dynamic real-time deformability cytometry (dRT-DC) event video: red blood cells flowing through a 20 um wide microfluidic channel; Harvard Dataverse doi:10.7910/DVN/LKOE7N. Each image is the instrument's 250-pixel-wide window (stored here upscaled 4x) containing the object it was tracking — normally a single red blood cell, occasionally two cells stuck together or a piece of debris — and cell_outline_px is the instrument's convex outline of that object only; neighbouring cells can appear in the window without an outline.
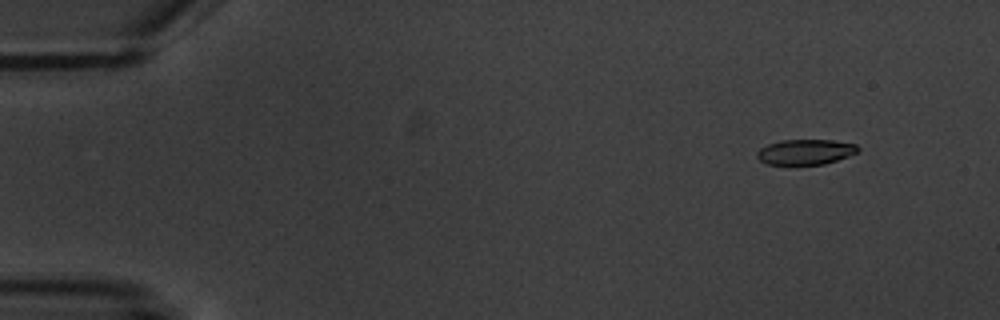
{"species": "common noctule bat (a hibernating species)", "species_latin": "Nyctalus noctula", "temperature_condition": "warm", "stored_images_in_passage": 6, "camera_frame_rate_fps": 3000, "um_per_image_px": 0.085, "animal": {"sex": "male", "body_mass_g": 20.1, "forearm_length_mm": 53.5}, "frame": {"image": 1, "passage_image": 2, "time_ms": 1.333, "image_size_px": [1000, 320], "cell_outline_px": [[860, 152], [824, 164], [768, 164], [760, 160], [756, 156], [756, 152], [760, 148], [768, 144], [784, 140], [832, 140], [856, 144], [860, 148]], "centroid_in_image_um": [68.49, 12.91], "position_along_channel_um": 16.5, "area_um2": 14.8}}